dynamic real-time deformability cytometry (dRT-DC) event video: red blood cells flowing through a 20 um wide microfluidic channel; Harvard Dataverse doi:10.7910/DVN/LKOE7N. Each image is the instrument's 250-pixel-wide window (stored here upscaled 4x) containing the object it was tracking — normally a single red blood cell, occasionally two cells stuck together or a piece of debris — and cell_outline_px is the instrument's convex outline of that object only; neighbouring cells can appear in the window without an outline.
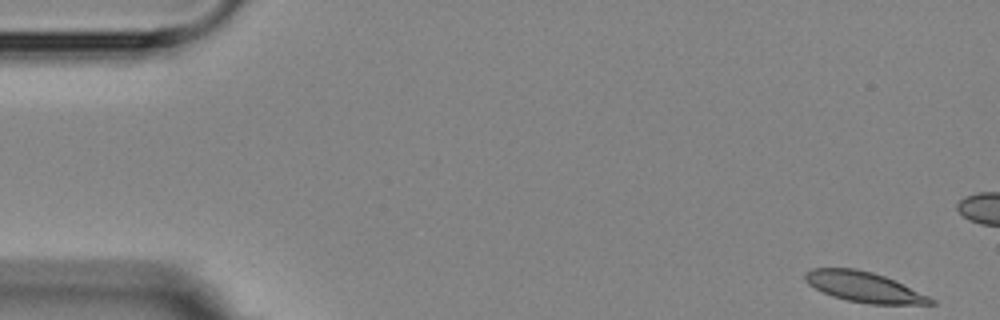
{"species": "Egyptian fruit bat (a non-hibernating species)", "species_latin": "Rousettus aegyptiacus", "temperature_condition": "room temperature", "stored_images_in_passage": 7, "segment_of_instrument_passage": [1, 2], "camera_frame_rate_fps": 3000, "um_per_image_px": 0.085, "animal": {"sex": "female"}, "frame": {"image": 1, "passage_image": 1, "time_ms": 0.0, "image_size_px": [1000, 320], "cell_outline_px": [[936, 304], [868, 304], [848, 300], [832, 296], [808, 284], [804, 276], [812, 268], [856, 268], [872, 272], [884, 276], [928, 296], [936, 300]], "centroid_in_image_um": [73.44, 24.39], "position_along_channel_um": 11.6, "area_um2": 21.79}}
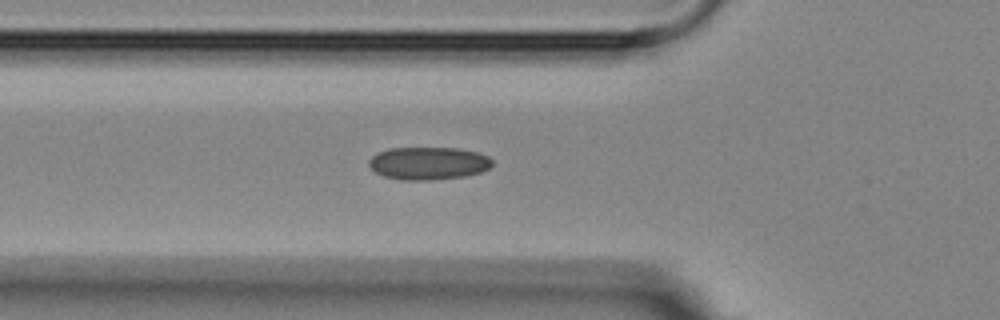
{"frame": {"image": 2, "passage_image": 6, "time_ms": 7.333, "image_size_px": [1000, 320], "cell_outline_px": [[492, 164], [488, 168], [480, 172], [464, 176], [428, 180], [400, 180], [384, 176], [376, 172], [368, 164], [368, 160], [376, 152], [388, 148], [460, 148], [480, 152], [488, 156], [492, 160]], "centroid_in_image_um": [36.4, 13.86], "position_along_channel_um": 89.4, "area_um2": 23.64}}